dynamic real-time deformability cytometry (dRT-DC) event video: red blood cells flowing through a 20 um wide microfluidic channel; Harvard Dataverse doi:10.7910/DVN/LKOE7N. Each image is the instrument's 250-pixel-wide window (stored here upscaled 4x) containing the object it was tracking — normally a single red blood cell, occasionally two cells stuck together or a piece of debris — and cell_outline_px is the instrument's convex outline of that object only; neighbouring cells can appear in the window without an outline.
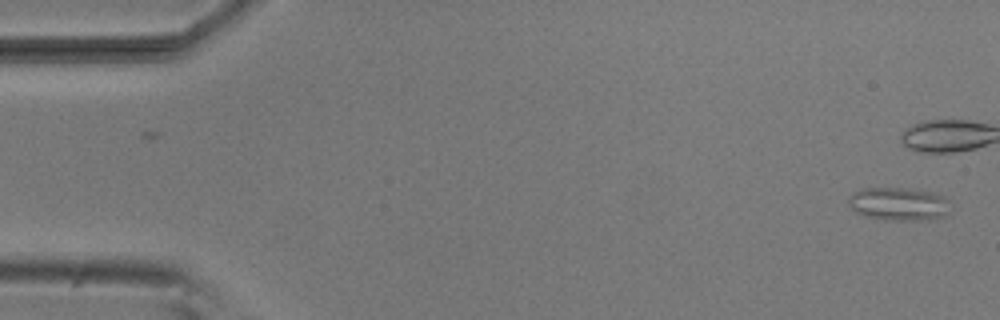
{"species": "common noctule bat (a hibernating species)", "species_latin": "Nyctalus noctula", "temperature_condition": "room temperature", "stored_images_in_passage": 53, "segment_of_instrument_passage": [1, 2], "camera_frame_rate_fps": 3000, "um_per_image_px": 0.085, "animal": {"sex": "male", "body_mass_g": 20.5, "forearm_length_mm": 52.5}, "frame": {"image": 1, "passage_image": 1, "time_ms": 0.0, "image_size_px": [1000, 320], "cell_outline_px": [[948, 216], [928, 220], [884, 220], [864, 216], [856, 212], [848, 204], [848, 196], [852, 192], [860, 188], [908, 188], [932, 192], [948, 196]], "centroid_in_image_um": [76.4, 17.33], "position_along_channel_um": 8.6, "area_um2": 20.17}}